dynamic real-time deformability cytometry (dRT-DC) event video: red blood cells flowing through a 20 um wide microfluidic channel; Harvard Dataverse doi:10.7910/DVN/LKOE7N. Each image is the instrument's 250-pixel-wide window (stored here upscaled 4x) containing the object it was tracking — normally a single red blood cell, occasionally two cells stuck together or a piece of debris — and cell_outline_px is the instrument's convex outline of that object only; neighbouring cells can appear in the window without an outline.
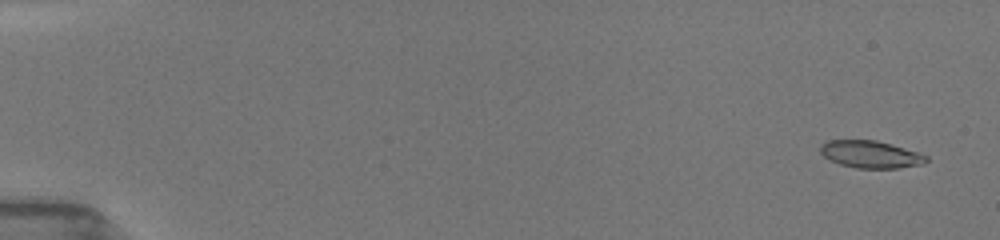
{"species": "common noctule bat (a hibernating species)", "species_latin": "Nyctalus noctula", "temperature_condition": "room temperature", "stored_images_in_passage": 19, "camera_frame_rate_fps": 3000, "um_per_image_px": 0.085, "animal": {"sex": "female", "body_mass_g": 19.5, "forearm_length_mm": 54.1}, "frame": {"image": 1, "passage_image": 5, "time_ms": 0.667, "image_size_px": [1000, 240], "cell_outline_px": [[928, 160], [924, 164], [900, 168], [856, 168], [840, 164], [824, 156], [820, 152], [820, 144], [828, 140], [876, 140], [892, 144], [928, 156]], "centroid_in_image_um": [74.01, 13.12], "position_along_channel_um": 11.0, "area_um2": 16.82}}
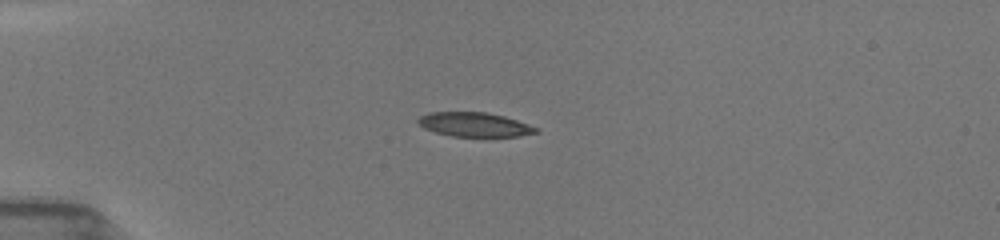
{"frame": {"image": 2, "passage_image": 15, "time_ms": 4.667, "image_size_px": [1000, 240], "cell_outline_px": [[540, 132], [520, 136], [488, 140], [452, 136], [436, 132], [424, 128], [416, 120], [420, 116], [428, 112], [488, 112], [504, 116], [540, 128]], "centroid_in_image_um": [40.41, 10.64], "position_along_channel_um": 44.6, "area_um2": 17.63}}